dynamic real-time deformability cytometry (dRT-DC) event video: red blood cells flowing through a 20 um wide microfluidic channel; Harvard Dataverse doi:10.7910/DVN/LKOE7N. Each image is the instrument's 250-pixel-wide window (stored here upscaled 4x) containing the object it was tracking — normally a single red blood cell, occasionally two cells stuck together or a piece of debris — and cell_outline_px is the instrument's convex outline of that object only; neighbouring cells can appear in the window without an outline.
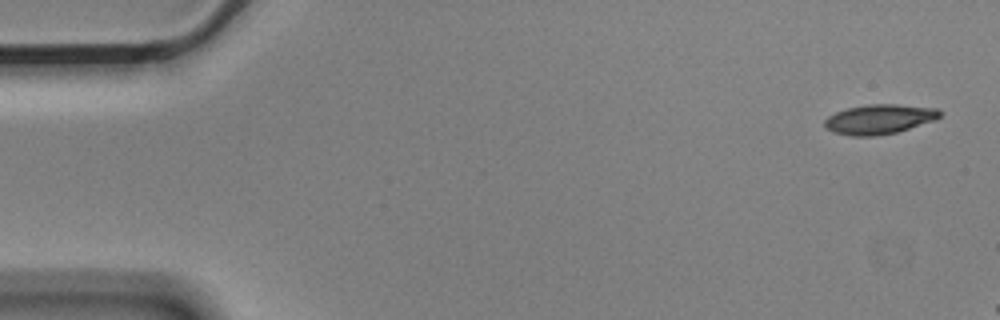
{"species": "Egyptian fruit bat (a non-hibernating species)", "species_latin": "Rousettus aegyptiacus", "temperature_condition": "cold", "stored_images_in_passage": 4, "camera_frame_rate_fps": 3000, "um_per_image_px": 0.085, "animal": {"sex": "male"}, "frame": {"image": 1, "passage_image": 1, "time_ms": 0.0, "image_size_px": [1000, 320], "cell_outline_px": [[940, 116], [936, 120], [896, 132], [876, 136], [852, 136], [832, 132], [824, 128], [824, 120], [828, 116], [836, 112], [848, 108], [868, 104], [896, 104], [936, 108], [940, 112]], "centroid_in_image_um": [74.71, 10.14], "position_along_channel_um": 10.3, "area_um2": 19.94}}